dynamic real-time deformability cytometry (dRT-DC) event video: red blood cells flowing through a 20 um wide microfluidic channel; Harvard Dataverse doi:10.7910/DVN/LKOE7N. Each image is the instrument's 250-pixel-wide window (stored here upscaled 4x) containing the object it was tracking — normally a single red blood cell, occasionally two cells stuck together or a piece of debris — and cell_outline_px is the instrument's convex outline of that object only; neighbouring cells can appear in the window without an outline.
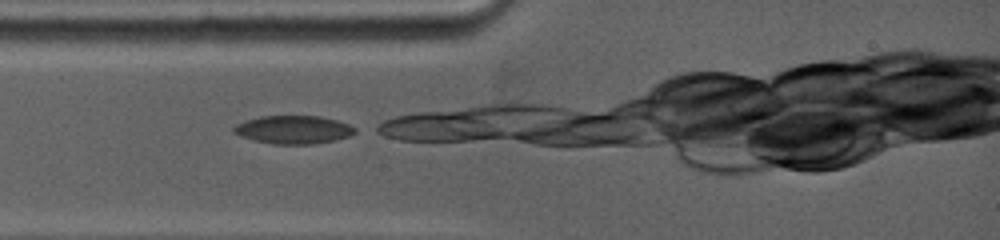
{"species": "common noctule bat (a hibernating species)", "species_latin": "Nyctalus noctula", "temperature_condition": "warm", "stored_images_in_passage": 15, "camera_frame_rate_fps": 5000, "um_per_image_px": 0.085, "animal": {"sex": "female", "body_mass_g": 19.0, "forearm_length_mm": 53.3}, "frame": {"image": 1, "passage_image": 1, "time_ms": 0.0, "image_size_px": [1000, 240], "cell_outline_px": [[356, 132], [348, 136], [336, 140], [312, 144], [272, 144], [252, 140], [240, 136], [232, 132], [232, 128], [236, 124], [244, 120], [260, 116], [320, 116], [336, 120], [348, 124], [356, 128]], "centroid_in_image_um": [24.89, 11.02], "position_along_channel_um": 60.1, "area_um2": 20.06}}
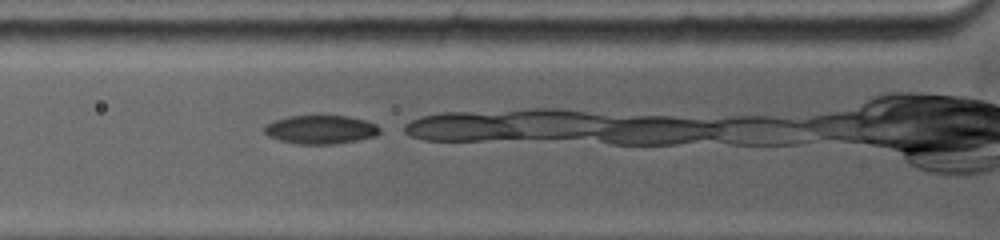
{"frame": {"image": 2, "passage_image": 7, "time_ms": 1.0, "image_size_px": [1000, 240], "cell_outline_px": [[380, 132], [376, 136], [356, 140], [332, 144], [300, 144], [280, 140], [268, 136], [264, 132], [264, 128], [268, 124], [276, 120], [288, 116], [348, 116], [364, 120], [376, 124], [380, 128]], "centroid_in_image_um": [27.27, 11.01], "position_along_channel_um": 98.5, "area_um2": 19.02}}
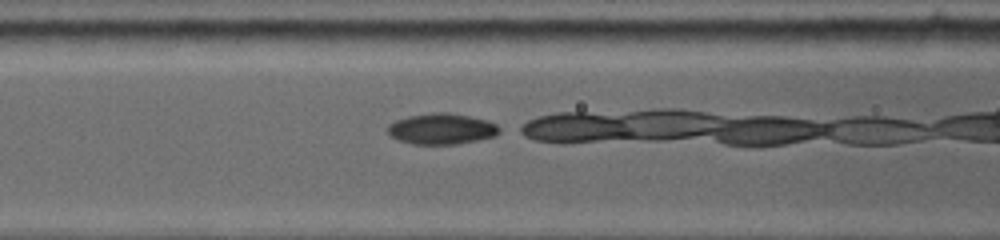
{"frame": {"image": 3, "passage_image": 11, "time_ms": 1.8, "image_size_px": [1000, 240], "cell_outline_px": [[504, 132], [496, 136], [456, 144], [412, 144], [400, 140], [392, 136], [388, 132], [388, 124], [396, 120], [408, 116], [432, 112], [448, 112], [488, 120], [504, 128]], "centroid_in_image_um": [37.61, 10.94], "position_along_channel_um": 129.0, "area_um2": 20.29}}